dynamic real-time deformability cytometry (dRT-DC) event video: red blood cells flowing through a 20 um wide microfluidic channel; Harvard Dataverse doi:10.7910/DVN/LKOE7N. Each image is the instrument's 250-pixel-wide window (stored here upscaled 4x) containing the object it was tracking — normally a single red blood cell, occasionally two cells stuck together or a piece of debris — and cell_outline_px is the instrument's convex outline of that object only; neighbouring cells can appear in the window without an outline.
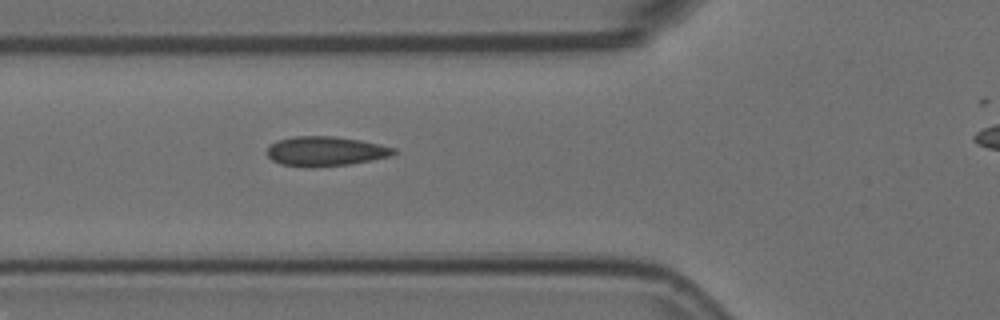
{"species": "Egyptian fruit bat (a non-hibernating species)", "species_latin": "Rousettus aegyptiacus", "temperature_condition": "room temperature", "stored_images_in_passage": 4, "segment_of_instrument_passage": [1, 2], "camera_frame_rate_fps": 3000, "um_per_image_px": 0.085, "animal": {"sex": "female"}, "frame": {"image": 1, "passage_image": 3, "time_ms": 0.667, "image_size_px": [1000, 320], "cell_outline_px": [[396, 152], [392, 156], [372, 160], [348, 164], [312, 168], [304, 168], [280, 164], [272, 160], [268, 156], [268, 148], [276, 140], [292, 136], [336, 136], [360, 140], [380, 144], [396, 148]], "centroid_in_image_um": [27.66, 12.86], "position_along_channel_um": 98.1, "area_um2": 22.14}}